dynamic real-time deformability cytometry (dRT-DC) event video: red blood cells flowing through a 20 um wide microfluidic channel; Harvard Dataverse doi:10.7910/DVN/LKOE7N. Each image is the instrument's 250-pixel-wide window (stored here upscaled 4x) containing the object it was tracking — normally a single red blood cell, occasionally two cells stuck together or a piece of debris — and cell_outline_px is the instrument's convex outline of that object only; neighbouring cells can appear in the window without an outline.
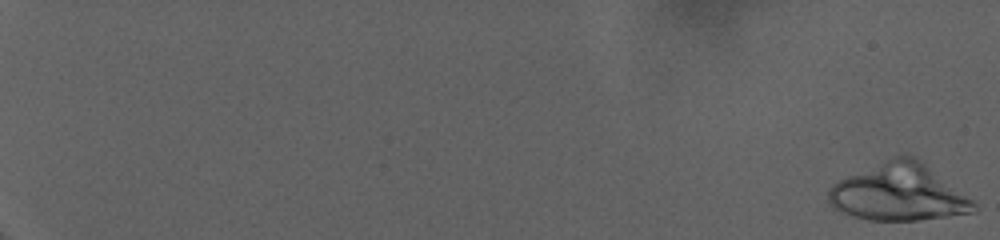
{"species": "human", "species_latin": "Homo sapiens", "temperature_condition": "warm", "stored_images_in_passage": 25, "camera_frame_rate_fps": 3000, "um_per_image_px": 0.085, "donor": {"sex": "female"}, "frame": {"image": 1, "passage_image": 1, "time_ms": 0.0, "image_size_px": [1000, 240], "cell_outline_px": [[980, 208], [976, 212], [920, 220], [868, 220], [852, 216], [832, 208], [828, 200], [828, 192], [832, 184], [848, 176], [896, 156], [912, 156], [920, 160], [972, 200]], "centroid_in_image_um": [76.39, 16.4], "position_along_channel_um": 8.6, "area_um2": 47.45}}